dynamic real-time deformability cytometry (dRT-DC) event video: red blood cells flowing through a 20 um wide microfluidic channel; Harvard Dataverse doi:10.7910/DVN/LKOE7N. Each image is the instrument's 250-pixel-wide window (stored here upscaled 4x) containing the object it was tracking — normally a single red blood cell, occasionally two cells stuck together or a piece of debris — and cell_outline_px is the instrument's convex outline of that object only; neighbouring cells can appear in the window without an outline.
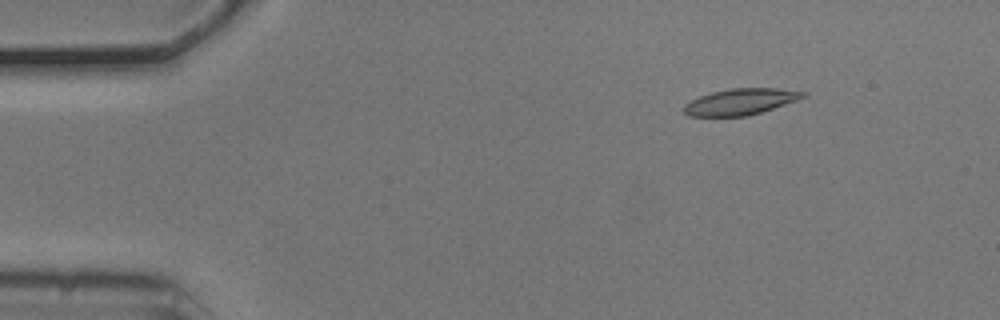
{"species": "common noctule bat (a hibernating species)", "species_latin": "Nyctalus noctula", "temperature_condition": "cold", "stored_images_in_passage": 27, "camera_frame_rate_fps": 3000, "um_per_image_px": 0.085, "animal": {"sex": "male", "body_mass_g": 20.5, "forearm_length_mm": 52.5}, "frame": {"image": 1, "passage_image": 7, "time_ms": 2.0, "image_size_px": [1000, 320], "cell_outline_px": [[808, 96], [748, 116], [688, 116], [684, 112], [684, 104], [700, 96], [712, 92], [732, 88], [776, 88], [808, 92]], "centroid_in_image_um": [62.95, 8.64], "position_along_channel_um": 22.0, "area_um2": 18.03}}